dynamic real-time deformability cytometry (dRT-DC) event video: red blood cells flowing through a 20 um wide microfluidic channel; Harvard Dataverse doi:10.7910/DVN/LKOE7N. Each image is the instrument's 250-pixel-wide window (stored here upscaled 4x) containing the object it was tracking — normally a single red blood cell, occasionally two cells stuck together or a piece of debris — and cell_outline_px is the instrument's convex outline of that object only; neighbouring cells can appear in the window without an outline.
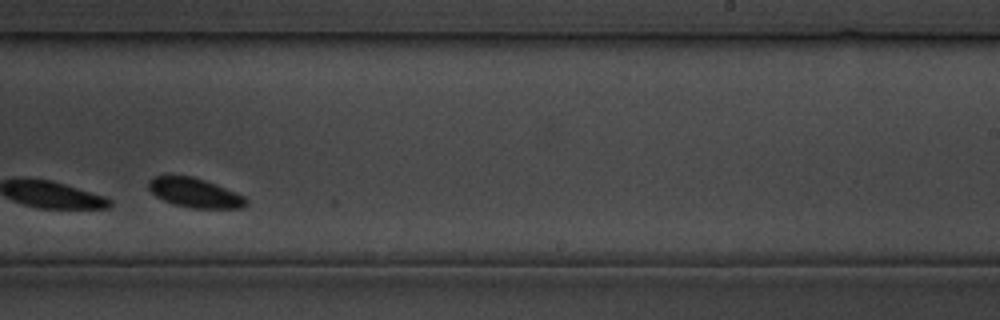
{"species": "common noctule bat (a hibernating species)", "species_latin": "Nyctalus noctula", "temperature_condition": "cold", "stored_images_in_passage": 23, "camera_frame_rate_fps": 3000, "um_per_image_px": 0.085, "animal": {"sex": "male", "body_mass_g": 19.5, "forearm_length_mm": 54.6}, "frame": {"image": 1, "passage_image": 14, "time_ms": 17.0, "image_size_px": [1000, 320], "cell_outline_px": [[248, 204], [240, 208], [192, 208], [172, 204], [156, 196], [148, 188], [148, 180], [152, 176], [168, 172], [192, 176], [216, 184], [236, 192], [244, 196], [248, 200]], "centroid_in_image_um": [16.49, 16.34], "position_along_channel_um": 272.5, "area_um2": 17.28}}